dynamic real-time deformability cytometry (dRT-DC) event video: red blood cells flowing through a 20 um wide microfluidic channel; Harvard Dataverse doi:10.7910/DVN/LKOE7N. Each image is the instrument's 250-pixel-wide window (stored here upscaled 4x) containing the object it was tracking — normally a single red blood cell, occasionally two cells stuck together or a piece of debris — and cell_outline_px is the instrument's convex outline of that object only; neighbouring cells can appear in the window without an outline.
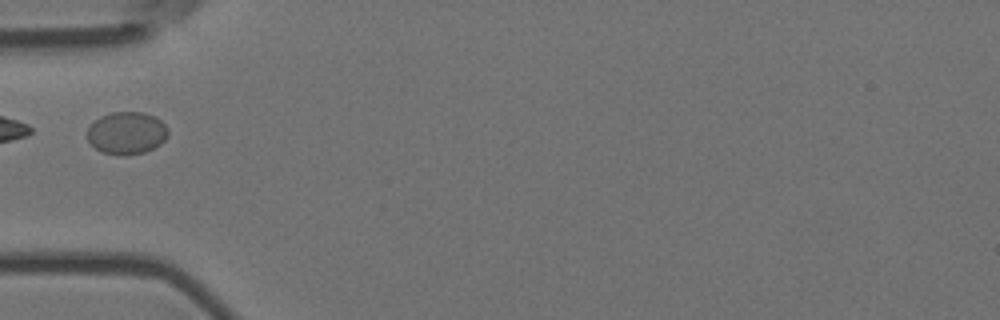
{"species": "Egyptian fruit bat (a non-hibernating species)", "species_latin": "Rousettus aegyptiacus", "temperature_condition": "room temperature", "stored_images_in_passage": 6, "camera_frame_rate_fps": 3000, "um_per_image_px": 0.085, "animal": {"sex": "female"}, "frame": {"image": 1, "passage_image": 1, "time_ms": 0.0, "image_size_px": [1000, 320], "cell_outline_px": [[168, 136], [160, 144], [144, 152], [124, 156], [120, 156], [100, 152], [88, 140], [88, 128], [100, 116], [112, 112], [144, 112], [156, 116], [168, 128]], "centroid_in_image_um": [10.78, 11.31], "position_along_channel_um": 74.2, "area_um2": 20.06}}
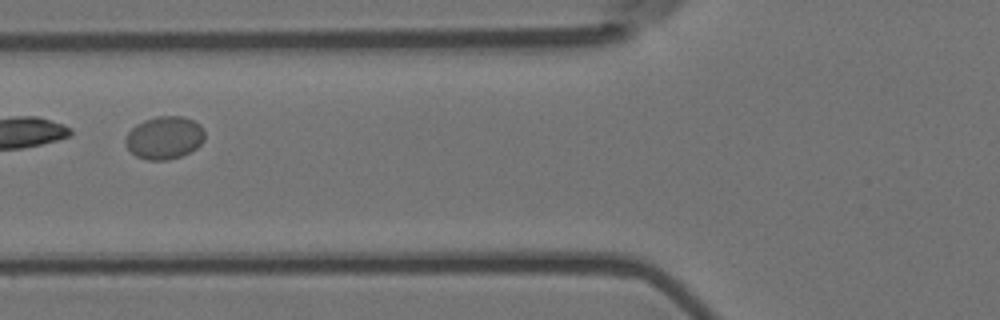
{"frame": {"image": 2, "passage_image": 4, "time_ms": 1.0, "image_size_px": [1000, 320], "cell_outline_px": [[204, 140], [196, 148], [180, 156], [168, 160], [148, 160], [136, 156], [124, 144], [124, 136], [136, 124], [144, 120], [156, 116], [184, 116], [200, 124], [204, 128]], "centroid_in_image_um": [13.96, 11.69], "position_along_channel_um": 111.8, "area_um2": 19.88}}